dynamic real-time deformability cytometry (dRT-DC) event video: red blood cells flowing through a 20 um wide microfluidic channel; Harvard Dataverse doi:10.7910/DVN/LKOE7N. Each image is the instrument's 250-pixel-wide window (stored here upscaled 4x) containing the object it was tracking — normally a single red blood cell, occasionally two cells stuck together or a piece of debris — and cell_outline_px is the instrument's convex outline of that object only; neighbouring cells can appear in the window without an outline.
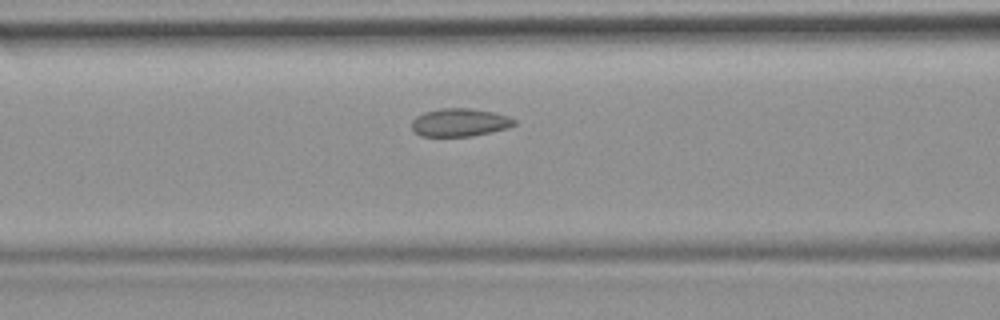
{"species": "common noctule bat (a hibernating species)", "species_latin": "Nyctalus noctula", "temperature_condition": "room temperature", "stored_images_in_passage": 3, "camera_frame_rate_fps": 3000, "um_per_image_px": 0.085, "animal": {"sex": "female", "body_mass_g": 19.9}, "frame": {"image": 1, "passage_image": 3, "time_ms": 3.333, "image_size_px": [1000, 320], "cell_outline_px": [[516, 124], [508, 128], [472, 136], [420, 136], [412, 128], [412, 120], [416, 116], [424, 112], [440, 108], [468, 108], [492, 112], [508, 116], [516, 120]], "centroid_in_image_um": [39.07, 10.4], "position_along_channel_um": 127.5, "area_um2": 16.7}}